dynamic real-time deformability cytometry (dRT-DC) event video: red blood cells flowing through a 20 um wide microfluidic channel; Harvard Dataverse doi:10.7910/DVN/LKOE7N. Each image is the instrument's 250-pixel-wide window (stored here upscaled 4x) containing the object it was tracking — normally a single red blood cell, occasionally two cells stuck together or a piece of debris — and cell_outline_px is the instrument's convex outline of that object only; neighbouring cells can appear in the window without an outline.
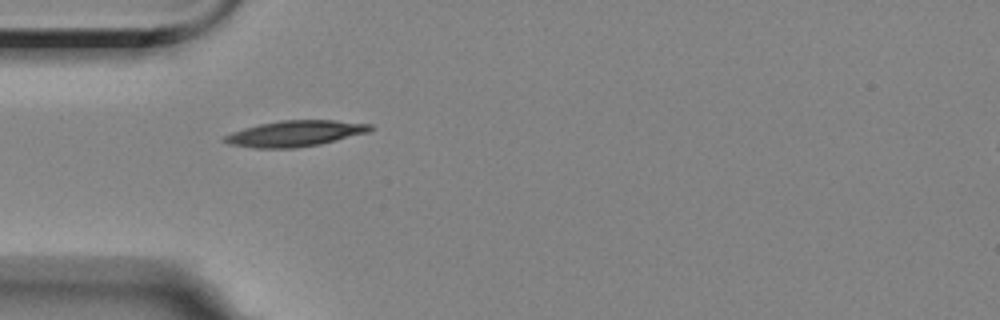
{"species": "Egyptian fruit bat (a non-hibernating species)", "species_latin": "Rousettus aegyptiacus", "temperature_condition": "room temperature", "stored_images_in_passage": 3, "camera_frame_rate_fps": 3000, "um_per_image_px": 0.085, "animal": {"sex": "female"}, "frame": {"image": 1, "passage_image": 1, "time_ms": 0.0, "image_size_px": [1000, 320], "cell_outline_px": [[376, 128], [368, 132], [320, 144], [296, 148], [256, 148], [228, 144], [220, 140], [224, 136], [232, 132], [244, 128], [260, 124], [280, 120], [336, 120], [372, 124]], "centroid_in_image_um": [25.09, 11.34], "position_along_channel_um": 59.9, "area_um2": 22.08}}
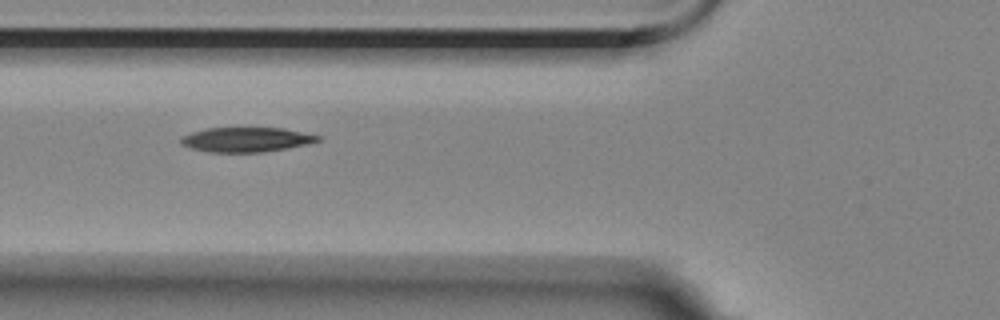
{"frame": {"image": 2, "passage_image": 2, "time_ms": 1.333, "image_size_px": [1000, 320], "cell_outline_px": [[320, 140], [308, 144], [288, 148], [264, 152], [208, 152], [192, 148], [180, 144], [180, 140], [184, 136], [192, 132], [204, 128], [284, 128], [320, 136]], "centroid_in_image_um": [20.93, 11.87], "position_along_channel_um": 104.9, "area_um2": 19.59}}
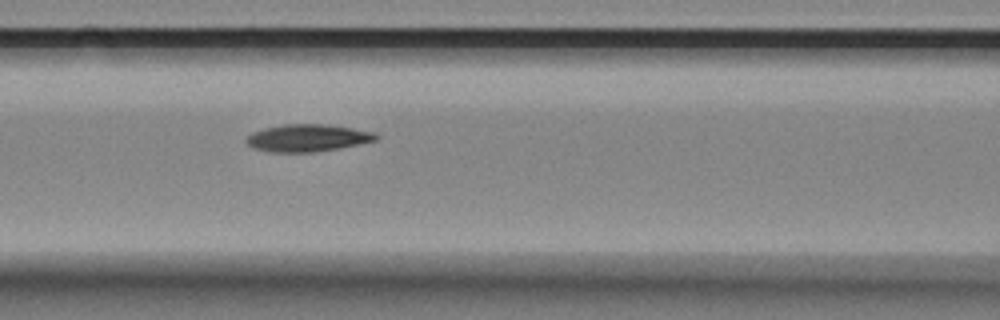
{"frame": {"image": 3, "passage_image": 3, "time_ms": 2.333, "image_size_px": [1000, 320], "cell_outline_px": [[380, 136], [376, 140], [340, 148], [312, 152], [268, 152], [252, 148], [244, 140], [252, 132], [264, 128], [284, 124], [324, 124], [352, 128], [376, 132]], "centroid_in_image_um": [26.13, 11.72], "position_along_channel_um": 140.5, "area_um2": 20.69}}